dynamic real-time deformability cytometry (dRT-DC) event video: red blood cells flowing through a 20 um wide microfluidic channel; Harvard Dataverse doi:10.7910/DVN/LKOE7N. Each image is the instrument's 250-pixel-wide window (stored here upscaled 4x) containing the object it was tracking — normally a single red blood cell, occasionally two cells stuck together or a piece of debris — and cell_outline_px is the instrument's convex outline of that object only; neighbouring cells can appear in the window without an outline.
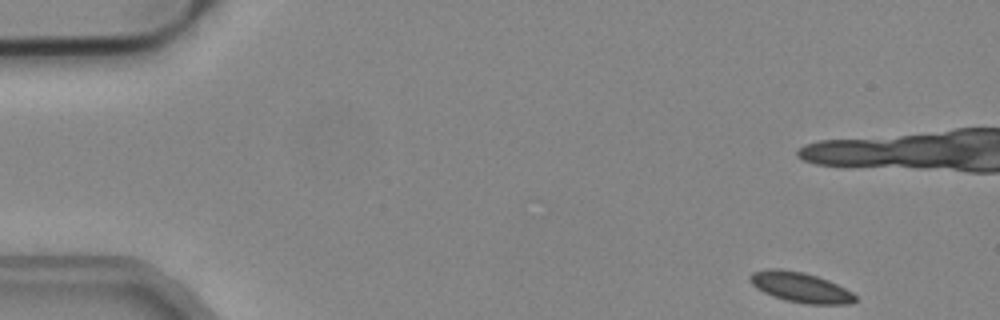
{"species": "common noctule bat (a hibernating species)", "species_latin": "Nyctalus noctula", "temperature_condition": "cold", "stored_images_in_passage": 7, "camera_frame_rate_fps": 3000, "um_per_image_px": 0.085, "animal": {"sex": "male", "body_mass_g": 19.2, "forearm_length_mm": 51.8}, "frame": {"image": 1, "passage_image": 1, "time_ms": 0.0, "image_size_px": [1000, 320], "cell_outline_px": [[856, 300], [852, 304], [804, 304], [784, 300], [772, 296], [756, 288], [748, 280], [748, 276], [752, 272], [764, 268], [780, 268], [804, 272], [828, 280], [852, 292], [856, 296]], "centroid_in_image_um": [67.99, 24.41], "position_along_channel_um": 17.0, "area_um2": 18.73}}